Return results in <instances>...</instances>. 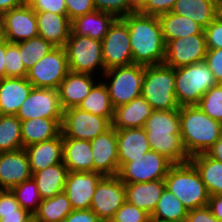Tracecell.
Segmentation results:
<instances>
[{
	"mask_svg": "<svg viewBox=\"0 0 222 222\" xmlns=\"http://www.w3.org/2000/svg\"><path fill=\"white\" fill-rule=\"evenodd\" d=\"M22 148L20 119L16 115H0V153Z\"/></svg>",
	"mask_w": 222,
	"mask_h": 222,
	"instance_id": "obj_37",
	"label": "cell"
},
{
	"mask_svg": "<svg viewBox=\"0 0 222 222\" xmlns=\"http://www.w3.org/2000/svg\"><path fill=\"white\" fill-rule=\"evenodd\" d=\"M105 69L133 64L127 23L117 18L101 40Z\"/></svg>",
	"mask_w": 222,
	"mask_h": 222,
	"instance_id": "obj_12",
	"label": "cell"
},
{
	"mask_svg": "<svg viewBox=\"0 0 222 222\" xmlns=\"http://www.w3.org/2000/svg\"><path fill=\"white\" fill-rule=\"evenodd\" d=\"M215 19L222 23V0L216 1Z\"/></svg>",
	"mask_w": 222,
	"mask_h": 222,
	"instance_id": "obj_57",
	"label": "cell"
},
{
	"mask_svg": "<svg viewBox=\"0 0 222 222\" xmlns=\"http://www.w3.org/2000/svg\"><path fill=\"white\" fill-rule=\"evenodd\" d=\"M136 6H138L143 0H131Z\"/></svg>",
	"mask_w": 222,
	"mask_h": 222,
	"instance_id": "obj_59",
	"label": "cell"
},
{
	"mask_svg": "<svg viewBox=\"0 0 222 222\" xmlns=\"http://www.w3.org/2000/svg\"><path fill=\"white\" fill-rule=\"evenodd\" d=\"M151 222H186L185 220H179V221H151Z\"/></svg>",
	"mask_w": 222,
	"mask_h": 222,
	"instance_id": "obj_60",
	"label": "cell"
},
{
	"mask_svg": "<svg viewBox=\"0 0 222 222\" xmlns=\"http://www.w3.org/2000/svg\"><path fill=\"white\" fill-rule=\"evenodd\" d=\"M64 48L69 71L92 75L99 74L97 70L102 72V75L106 71L101 40L70 34Z\"/></svg>",
	"mask_w": 222,
	"mask_h": 222,
	"instance_id": "obj_8",
	"label": "cell"
},
{
	"mask_svg": "<svg viewBox=\"0 0 222 222\" xmlns=\"http://www.w3.org/2000/svg\"><path fill=\"white\" fill-rule=\"evenodd\" d=\"M165 44L177 38L195 34H205L204 28L187 16L173 12L158 16Z\"/></svg>",
	"mask_w": 222,
	"mask_h": 222,
	"instance_id": "obj_31",
	"label": "cell"
},
{
	"mask_svg": "<svg viewBox=\"0 0 222 222\" xmlns=\"http://www.w3.org/2000/svg\"><path fill=\"white\" fill-rule=\"evenodd\" d=\"M141 95L152 110L179 109L175 95V69L165 63L144 66Z\"/></svg>",
	"mask_w": 222,
	"mask_h": 222,
	"instance_id": "obj_5",
	"label": "cell"
},
{
	"mask_svg": "<svg viewBox=\"0 0 222 222\" xmlns=\"http://www.w3.org/2000/svg\"><path fill=\"white\" fill-rule=\"evenodd\" d=\"M181 139L188 156L205 153L221 136L222 123L210 118L198 105L179 108Z\"/></svg>",
	"mask_w": 222,
	"mask_h": 222,
	"instance_id": "obj_3",
	"label": "cell"
},
{
	"mask_svg": "<svg viewBox=\"0 0 222 222\" xmlns=\"http://www.w3.org/2000/svg\"><path fill=\"white\" fill-rule=\"evenodd\" d=\"M30 164L32 174L48 168L49 166L63 163V135L36 143L24 148Z\"/></svg>",
	"mask_w": 222,
	"mask_h": 222,
	"instance_id": "obj_24",
	"label": "cell"
},
{
	"mask_svg": "<svg viewBox=\"0 0 222 222\" xmlns=\"http://www.w3.org/2000/svg\"><path fill=\"white\" fill-rule=\"evenodd\" d=\"M119 168L151 151L144 127L117 130Z\"/></svg>",
	"mask_w": 222,
	"mask_h": 222,
	"instance_id": "obj_21",
	"label": "cell"
},
{
	"mask_svg": "<svg viewBox=\"0 0 222 222\" xmlns=\"http://www.w3.org/2000/svg\"><path fill=\"white\" fill-rule=\"evenodd\" d=\"M189 161L198 170L209 195H222V162L206 153L191 156Z\"/></svg>",
	"mask_w": 222,
	"mask_h": 222,
	"instance_id": "obj_32",
	"label": "cell"
},
{
	"mask_svg": "<svg viewBox=\"0 0 222 222\" xmlns=\"http://www.w3.org/2000/svg\"><path fill=\"white\" fill-rule=\"evenodd\" d=\"M144 129L152 151L165 156L173 164L190 160L180 136L179 109L153 110Z\"/></svg>",
	"mask_w": 222,
	"mask_h": 222,
	"instance_id": "obj_2",
	"label": "cell"
},
{
	"mask_svg": "<svg viewBox=\"0 0 222 222\" xmlns=\"http://www.w3.org/2000/svg\"><path fill=\"white\" fill-rule=\"evenodd\" d=\"M176 0H143L138 6L137 11L152 16H160L171 12Z\"/></svg>",
	"mask_w": 222,
	"mask_h": 222,
	"instance_id": "obj_44",
	"label": "cell"
},
{
	"mask_svg": "<svg viewBox=\"0 0 222 222\" xmlns=\"http://www.w3.org/2000/svg\"><path fill=\"white\" fill-rule=\"evenodd\" d=\"M173 163L156 151H149L144 158L124 163L117 176L124 183H141L164 179Z\"/></svg>",
	"mask_w": 222,
	"mask_h": 222,
	"instance_id": "obj_11",
	"label": "cell"
},
{
	"mask_svg": "<svg viewBox=\"0 0 222 222\" xmlns=\"http://www.w3.org/2000/svg\"><path fill=\"white\" fill-rule=\"evenodd\" d=\"M5 39L18 43L38 36L35 11L27 4L11 9L1 15Z\"/></svg>",
	"mask_w": 222,
	"mask_h": 222,
	"instance_id": "obj_16",
	"label": "cell"
},
{
	"mask_svg": "<svg viewBox=\"0 0 222 222\" xmlns=\"http://www.w3.org/2000/svg\"><path fill=\"white\" fill-rule=\"evenodd\" d=\"M38 35L54 47H65L71 34V20L67 15L35 11Z\"/></svg>",
	"mask_w": 222,
	"mask_h": 222,
	"instance_id": "obj_22",
	"label": "cell"
},
{
	"mask_svg": "<svg viewBox=\"0 0 222 222\" xmlns=\"http://www.w3.org/2000/svg\"><path fill=\"white\" fill-rule=\"evenodd\" d=\"M103 177L98 172L68 171L64 193L71 202L73 210L91 208L96 185Z\"/></svg>",
	"mask_w": 222,
	"mask_h": 222,
	"instance_id": "obj_17",
	"label": "cell"
},
{
	"mask_svg": "<svg viewBox=\"0 0 222 222\" xmlns=\"http://www.w3.org/2000/svg\"><path fill=\"white\" fill-rule=\"evenodd\" d=\"M16 116L20 121L37 118L62 119L63 109L60 104L58 90L33 87Z\"/></svg>",
	"mask_w": 222,
	"mask_h": 222,
	"instance_id": "obj_14",
	"label": "cell"
},
{
	"mask_svg": "<svg viewBox=\"0 0 222 222\" xmlns=\"http://www.w3.org/2000/svg\"><path fill=\"white\" fill-rule=\"evenodd\" d=\"M94 77V75L86 73H76L72 71L67 73L57 89L63 110L78 107L98 82Z\"/></svg>",
	"mask_w": 222,
	"mask_h": 222,
	"instance_id": "obj_20",
	"label": "cell"
},
{
	"mask_svg": "<svg viewBox=\"0 0 222 222\" xmlns=\"http://www.w3.org/2000/svg\"><path fill=\"white\" fill-rule=\"evenodd\" d=\"M126 201L125 183L117 176H103L92 198L91 210L102 221H111Z\"/></svg>",
	"mask_w": 222,
	"mask_h": 222,
	"instance_id": "obj_13",
	"label": "cell"
},
{
	"mask_svg": "<svg viewBox=\"0 0 222 222\" xmlns=\"http://www.w3.org/2000/svg\"><path fill=\"white\" fill-rule=\"evenodd\" d=\"M62 222H102L91 209L73 210Z\"/></svg>",
	"mask_w": 222,
	"mask_h": 222,
	"instance_id": "obj_51",
	"label": "cell"
},
{
	"mask_svg": "<svg viewBox=\"0 0 222 222\" xmlns=\"http://www.w3.org/2000/svg\"><path fill=\"white\" fill-rule=\"evenodd\" d=\"M217 0H176L171 12L187 16L204 29L215 19Z\"/></svg>",
	"mask_w": 222,
	"mask_h": 222,
	"instance_id": "obj_33",
	"label": "cell"
},
{
	"mask_svg": "<svg viewBox=\"0 0 222 222\" xmlns=\"http://www.w3.org/2000/svg\"><path fill=\"white\" fill-rule=\"evenodd\" d=\"M26 3L34 11H45L59 15H67L65 0H26Z\"/></svg>",
	"mask_w": 222,
	"mask_h": 222,
	"instance_id": "obj_45",
	"label": "cell"
},
{
	"mask_svg": "<svg viewBox=\"0 0 222 222\" xmlns=\"http://www.w3.org/2000/svg\"><path fill=\"white\" fill-rule=\"evenodd\" d=\"M207 49L222 48V23L214 19L205 29Z\"/></svg>",
	"mask_w": 222,
	"mask_h": 222,
	"instance_id": "obj_48",
	"label": "cell"
},
{
	"mask_svg": "<svg viewBox=\"0 0 222 222\" xmlns=\"http://www.w3.org/2000/svg\"><path fill=\"white\" fill-rule=\"evenodd\" d=\"M152 111L149 103L141 95L114 108L111 127L116 130L144 127Z\"/></svg>",
	"mask_w": 222,
	"mask_h": 222,
	"instance_id": "obj_25",
	"label": "cell"
},
{
	"mask_svg": "<svg viewBox=\"0 0 222 222\" xmlns=\"http://www.w3.org/2000/svg\"><path fill=\"white\" fill-rule=\"evenodd\" d=\"M111 128L108 118L88 113L78 107L63 110L61 133L63 138L92 140Z\"/></svg>",
	"mask_w": 222,
	"mask_h": 222,
	"instance_id": "obj_10",
	"label": "cell"
},
{
	"mask_svg": "<svg viewBox=\"0 0 222 222\" xmlns=\"http://www.w3.org/2000/svg\"><path fill=\"white\" fill-rule=\"evenodd\" d=\"M27 222H37V220L32 216Z\"/></svg>",
	"mask_w": 222,
	"mask_h": 222,
	"instance_id": "obj_61",
	"label": "cell"
},
{
	"mask_svg": "<svg viewBox=\"0 0 222 222\" xmlns=\"http://www.w3.org/2000/svg\"><path fill=\"white\" fill-rule=\"evenodd\" d=\"M188 210L182 202L168 189L162 195L151 213V221H179L185 220Z\"/></svg>",
	"mask_w": 222,
	"mask_h": 222,
	"instance_id": "obj_36",
	"label": "cell"
},
{
	"mask_svg": "<svg viewBox=\"0 0 222 222\" xmlns=\"http://www.w3.org/2000/svg\"><path fill=\"white\" fill-rule=\"evenodd\" d=\"M73 211L72 205L64 192L41 201L33 217L37 222H62Z\"/></svg>",
	"mask_w": 222,
	"mask_h": 222,
	"instance_id": "obj_34",
	"label": "cell"
},
{
	"mask_svg": "<svg viewBox=\"0 0 222 222\" xmlns=\"http://www.w3.org/2000/svg\"><path fill=\"white\" fill-rule=\"evenodd\" d=\"M33 85L26 77H5L0 80V115H16Z\"/></svg>",
	"mask_w": 222,
	"mask_h": 222,
	"instance_id": "obj_23",
	"label": "cell"
},
{
	"mask_svg": "<svg viewBox=\"0 0 222 222\" xmlns=\"http://www.w3.org/2000/svg\"><path fill=\"white\" fill-rule=\"evenodd\" d=\"M207 53L205 34L189 35L166 43V65L176 69L204 61Z\"/></svg>",
	"mask_w": 222,
	"mask_h": 222,
	"instance_id": "obj_15",
	"label": "cell"
},
{
	"mask_svg": "<svg viewBox=\"0 0 222 222\" xmlns=\"http://www.w3.org/2000/svg\"><path fill=\"white\" fill-rule=\"evenodd\" d=\"M198 106L210 118L222 123V84L210 88L202 96Z\"/></svg>",
	"mask_w": 222,
	"mask_h": 222,
	"instance_id": "obj_40",
	"label": "cell"
},
{
	"mask_svg": "<svg viewBox=\"0 0 222 222\" xmlns=\"http://www.w3.org/2000/svg\"><path fill=\"white\" fill-rule=\"evenodd\" d=\"M164 181L165 188L173 193L187 210L208 205L210 195L198 170L190 161L173 164Z\"/></svg>",
	"mask_w": 222,
	"mask_h": 222,
	"instance_id": "obj_4",
	"label": "cell"
},
{
	"mask_svg": "<svg viewBox=\"0 0 222 222\" xmlns=\"http://www.w3.org/2000/svg\"><path fill=\"white\" fill-rule=\"evenodd\" d=\"M205 153L210 158L222 162V136Z\"/></svg>",
	"mask_w": 222,
	"mask_h": 222,
	"instance_id": "obj_54",
	"label": "cell"
},
{
	"mask_svg": "<svg viewBox=\"0 0 222 222\" xmlns=\"http://www.w3.org/2000/svg\"><path fill=\"white\" fill-rule=\"evenodd\" d=\"M30 178L32 172L24 148L0 153V190H11Z\"/></svg>",
	"mask_w": 222,
	"mask_h": 222,
	"instance_id": "obj_19",
	"label": "cell"
},
{
	"mask_svg": "<svg viewBox=\"0 0 222 222\" xmlns=\"http://www.w3.org/2000/svg\"><path fill=\"white\" fill-rule=\"evenodd\" d=\"M21 208L11 190H0V219L1 214L17 213Z\"/></svg>",
	"mask_w": 222,
	"mask_h": 222,
	"instance_id": "obj_49",
	"label": "cell"
},
{
	"mask_svg": "<svg viewBox=\"0 0 222 222\" xmlns=\"http://www.w3.org/2000/svg\"><path fill=\"white\" fill-rule=\"evenodd\" d=\"M111 222H151V215L132 203L125 201L115 213Z\"/></svg>",
	"mask_w": 222,
	"mask_h": 222,
	"instance_id": "obj_43",
	"label": "cell"
},
{
	"mask_svg": "<svg viewBox=\"0 0 222 222\" xmlns=\"http://www.w3.org/2000/svg\"><path fill=\"white\" fill-rule=\"evenodd\" d=\"M69 72L64 47H55L28 70L26 79L35 88L58 89Z\"/></svg>",
	"mask_w": 222,
	"mask_h": 222,
	"instance_id": "obj_9",
	"label": "cell"
},
{
	"mask_svg": "<svg viewBox=\"0 0 222 222\" xmlns=\"http://www.w3.org/2000/svg\"><path fill=\"white\" fill-rule=\"evenodd\" d=\"M94 172L101 173L103 176H115L119 171L118 149H117V130L110 128L103 134L90 140Z\"/></svg>",
	"mask_w": 222,
	"mask_h": 222,
	"instance_id": "obj_18",
	"label": "cell"
},
{
	"mask_svg": "<svg viewBox=\"0 0 222 222\" xmlns=\"http://www.w3.org/2000/svg\"><path fill=\"white\" fill-rule=\"evenodd\" d=\"M67 174L68 169L64 163L49 166L32 174L43 200L52 198L64 191Z\"/></svg>",
	"mask_w": 222,
	"mask_h": 222,
	"instance_id": "obj_30",
	"label": "cell"
},
{
	"mask_svg": "<svg viewBox=\"0 0 222 222\" xmlns=\"http://www.w3.org/2000/svg\"><path fill=\"white\" fill-rule=\"evenodd\" d=\"M102 77H105L102 81L107 87L111 104L116 108L141 96L144 66L130 64L113 67L107 69Z\"/></svg>",
	"mask_w": 222,
	"mask_h": 222,
	"instance_id": "obj_7",
	"label": "cell"
},
{
	"mask_svg": "<svg viewBox=\"0 0 222 222\" xmlns=\"http://www.w3.org/2000/svg\"><path fill=\"white\" fill-rule=\"evenodd\" d=\"M128 26L133 64L151 66L165 59V41L158 16L138 11L122 18Z\"/></svg>",
	"mask_w": 222,
	"mask_h": 222,
	"instance_id": "obj_1",
	"label": "cell"
},
{
	"mask_svg": "<svg viewBox=\"0 0 222 222\" xmlns=\"http://www.w3.org/2000/svg\"><path fill=\"white\" fill-rule=\"evenodd\" d=\"M6 77H26L27 70L22 62L20 51L15 43L6 40Z\"/></svg>",
	"mask_w": 222,
	"mask_h": 222,
	"instance_id": "obj_42",
	"label": "cell"
},
{
	"mask_svg": "<svg viewBox=\"0 0 222 222\" xmlns=\"http://www.w3.org/2000/svg\"><path fill=\"white\" fill-rule=\"evenodd\" d=\"M62 119L37 118L21 121L23 148L51 140L61 133Z\"/></svg>",
	"mask_w": 222,
	"mask_h": 222,
	"instance_id": "obj_29",
	"label": "cell"
},
{
	"mask_svg": "<svg viewBox=\"0 0 222 222\" xmlns=\"http://www.w3.org/2000/svg\"><path fill=\"white\" fill-rule=\"evenodd\" d=\"M15 44L19 48L22 58L21 60L27 71L31 69L41 58L47 55L53 48H55L50 42H47L39 35Z\"/></svg>",
	"mask_w": 222,
	"mask_h": 222,
	"instance_id": "obj_38",
	"label": "cell"
},
{
	"mask_svg": "<svg viewBox=\"0 0 222 222\" xmlns=\"http://www.w3.org/2000/svg\"><path fill=\"white\" fill-rule=\"evenodd\" d=\"M215 85L214 75L204 61L175 69V95L180 107L198 105Z\"/></svg>",
	"mask_w": 222,
	"mask_h": 222,
	"instance_id": "obj_6",
	"label": "cell"
},
{
	"mask_svg": "<svg viewBox=\"0 0 222 222\" xmlns=\"http://www.w3.org/2000/svg\"><path fill=\"white\" fill-rule=\"evenodd\" d=\"M83 111L108 118L112 121L114 108L103 81H98L91 89L89 95L78 105Z\"/></svg>",
	"mask_w": 222,
	"mask_h": 222,
	"instance_id": "obj_35",
	"label": "cell"
},
{
	"mask_svg": "<svg viewBox=\"0 0 222 222\" xmlns=\"http://www.w3.org/2000/svg\"><path fill=\"white\" fill-rule=\"evenodd\" d=\"M5 39V35H4V27H3V20L2 17L0 15V41Z\"/></svg>",
	"mask_w": 222,
	"mask_h": 222,
	"instance_id": "obj_58",
	"label": "cell"
},
{
	"mask_svg": "<svg viewBox=\"0 0 222 222\" xmlns=\"http://www.w3.org/2000/svg\"><path fill=\"white\" fill-rule=\"evenodd\" d=\"M33 215L20 208L17 213L1 214L0 222H27Z\"/></svg>",
	"mask_w": 222,
	"mask_h": 222,
	"instance_id": "obj_52",
	"label": "cell"
},
{
	"mask_svg": "<svg viewBox=\"0 0 222 222\" xmlns=\"http://www.w3.org/2000/svg\"><path fill=\"white\" fill-rule=\"evenodd\" d=\"M186 222H220L218 221L208 206L199 207L196 209L188 210Z\"/></svg>",
	"mask_w": 222,
	"mask_h": 222,
	"instance_id": "obj_50",
	"label": "cell"
},
{
	"mask_svg": "<svg viewBox=\"0 0 222 222\" xmlns=\"http://www.w3.org/2000/svg\"><path fill=\"white\" fill-rule=\"evenodd\" d=\"M204 62L213 73L217 84H222V48L207 49Z\"/></svg>",
	"mask_w": 222,
	"mask_h": 222,
	"instance_id": "obj_46",
	"label": "cell"
},
{
	"mask_svg": "<svg viewBox=\"0 0 222 222\" xmlns=\"http://www.w3.org/2000/svg\"><path fill=\"white\" fill-rule=\"evenodd\" d=\"M96 10L109 13L116 18H123L137 11V6L131 0H93Z\"/></svg>",
	"mask_w": 222,
	"mask_h": 222,
	"instance_id": "obj_41",
	"label": "cell"
},
{
	"mask_svg": "<svg viewBox=\"0 0 222 222\" xmlns=\"http://www.w3.org/2000/svg\"><path fill=\"white\" fill-rule=\"evenodd\" d=\"M25 3L26 0H0V15Z\"/></svg>",
	"mask_w": 222,
	"mask_h": 222,
	"instance_id": "obj_55",
	"label": "cell"
},
{
	"mask_svg": "<svg viewBox=\"0 0 222 222\" xmlns=\"http://www.w3.org/2000/svg\"><path fill=\"white\" fill-rule=\"evenodd\" d=\"M63 163L68 171L93 172L94 160L90 141L63 138Z\"/></svg>",
	"mask_w": 222,
	"mask_h": 222,
	"instance_id": "obj_27",
	"label": "cell"
},
{
	"mask_svg": "<svg viewBox=\"0 0 222 222\" xmlns=\"http://www.w3.org/2000/svg\"><path fill=\"white\" fill-rule=\"evenodd\" d=\"M11 191L20 203L21 208L27 210L31 215H34L43 200L34 179L30 178L18 184L13 187Z\"/></svg>",
	"mask_w": 222,
	"mask_h": 222,
	"instance_id": "obj_39",
	"label": "cell"
},
{
	"mask_svg": "<svg viewBox=\"0 0 222 222\" xmlns=\"http://www.w3.org/2000/svg\"><path fill=\"white\" fill-rule=\"evenodd\" d=\"M70 20L96 10L93 0H65Z\"/></svg>",
	"mask_w": 222,
	"mask_h": 222,
	"instance_id": "obj_47",
	"label": "cell"
},
{
	"mask_svg": "<svg viewBox=\"0 0 222 222\" xmlns=\"http://www.w3.org/2000/svg\"><path fill=\"white\" fill-rule=\"evenodd\" d=\"M213 216L222 222V195L209 196L208 205Z\"/></svg>",
	"mask_w": 222,
	"mask_h": 222,
	"instance_id": "obj_53",
	"label": "cell"
},
{
	"mask_svg": "<svg viewBox=\"0 0 222 222\" xmlns=\"http://www.w3.org/2000/svg\"><path fill=\"white\" fill-rule=\"evenodd\" d=\"M164 189V179L141 183H125L126 201L151 215Z\"/></svg>",
	"mask_w": 222,
	"mask_h": 222,
	"instance_id": "obj_26",
	"label": "cell"
},
{
	"mask_svg": "<svg viewBox=\"0 0 222 222\" xmlns=\"http://www.w3.org/2000/svg\"><path fill=\"white\" fill-rule=\"evenodd\" d=\"M6 39L0 41V80L6 77Z\"/></svg>",
	"mask_w": 222,
	"mask_h": 222,
	"instance_id": "obj_56",
	"label": "cell"
},
{
	"mask_svg": "<svg viewBox=\"0 0 222 222\" xmlns=\"http://www.w3.org/2000/svg\"><path fill=\"white\" fill-rule=\"evenodd\" d=\"M116 19L112 14L94 10L71 20V34L102 40Z\"/></svg>",
	"mask_w": 222,
	"mask_h": 222,
	"instance_id": "obj_28",
	"label": "cell"
}]
</instances>
